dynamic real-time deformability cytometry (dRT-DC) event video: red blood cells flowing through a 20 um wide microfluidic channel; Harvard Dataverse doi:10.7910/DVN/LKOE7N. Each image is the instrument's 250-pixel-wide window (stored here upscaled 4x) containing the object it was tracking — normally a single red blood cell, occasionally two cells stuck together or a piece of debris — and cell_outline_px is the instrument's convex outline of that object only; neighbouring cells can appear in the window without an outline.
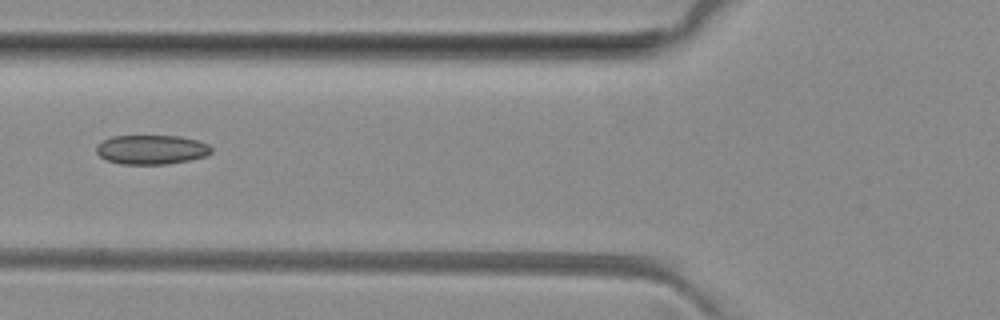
{"species": "common noctule bat (a hibernating species)", "species_latin": "Nyctalus noctula", "temperature_condition": "room temperature", "stored_images_in_passage": 6, "camera_frame_rate_fps": 3000, "um_per_image_px": 0.085, "animal": {"sex": "female", "body_mass_g": 29.2, "forearm_length_mm": 56.3}, "frame": {"image": 1, "passage_image": 6, "time_ms": 6.0, "image_size_px": [1000, 320], "cell_outline_px": [[212, 152], [204, 156], [188, 160], [164, 164], [120, 164], [108, 160], [100, 156], [96, 152], [96, 148], [104, 140], [112, 136], [180, 136], [196, 140], [208, 144], [212, 148]], "centroid_in_image_um": [12.88, 12.71], "position_along_channel_um": 112.9, "area_um2": 19.42}}